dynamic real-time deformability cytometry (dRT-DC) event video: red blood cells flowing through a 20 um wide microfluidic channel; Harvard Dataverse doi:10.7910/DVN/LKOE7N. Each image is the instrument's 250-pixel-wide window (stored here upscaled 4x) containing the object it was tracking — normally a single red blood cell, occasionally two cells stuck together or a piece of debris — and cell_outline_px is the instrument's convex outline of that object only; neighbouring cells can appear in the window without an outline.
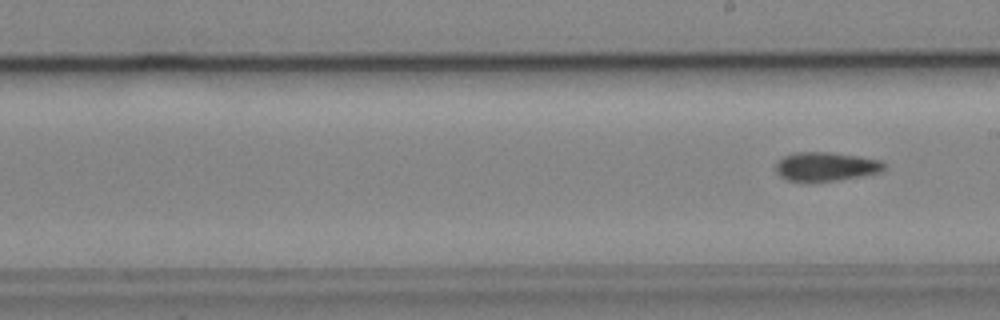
{"species": "common noctule bat (a hibernating species)", "species_latin": "Nyctalus noctula", "temperature_condition": "cold", "stored_images_in_passage": 10, "camera_frame_rate_fps": 3000, "um_per_image_px": 0.085, "animal": {"sex": "male", "body_mass_g": 19.2, "forearm_length_mm": 51.8}, "frame": {"image": 1, "passage_image": 10, "time_ms": 11.333, "image_size_px": [1000, 320], "cell_outline_px": [[884, 168], [880, 172], [860, 176], [836, 180], [788, 180], [780, 176], [776, 172], [776, 164], [784, 156], [796, 152], [828, 152], [856, 156], [880, 160], [884, 164]], "centroid_in_image_um": [70.19, 14.14], "position_along_channel_um": 218.8, "area_um2": 17.69}}